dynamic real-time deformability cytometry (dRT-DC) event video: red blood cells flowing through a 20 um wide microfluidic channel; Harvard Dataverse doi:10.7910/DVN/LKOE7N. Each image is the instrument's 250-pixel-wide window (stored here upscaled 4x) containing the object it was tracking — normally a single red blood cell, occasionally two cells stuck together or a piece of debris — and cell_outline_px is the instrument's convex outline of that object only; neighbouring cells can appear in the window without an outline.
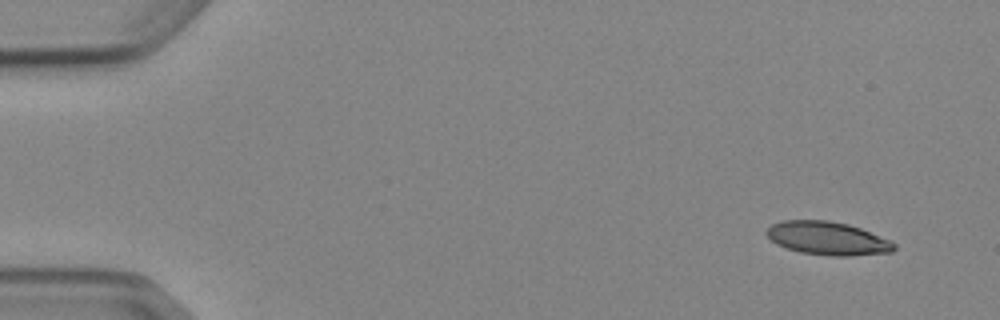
{"species": "Egyptian fruit bat (a non-hibernating species)", "species_latin": "Rousettus aegyptiacus", "temperature_condition": "cold", "stored_images_in_passage": 5, "camera_frame_rate_fps": 3000, "um_per_image_px": 0.085, "animal": {"sex": "female"}, "frame": {"image": 1, "passage_image": 1, "time_ms": 0.0, "image_size_px": [1000, 320], "cell_outline_px": [[896, 248], [892, 252], [852, 256], [828, 256], [800, 252], [776, 244], [764, 232], [772, 224], [784, 220], [828, 220], [848, 224], [860, 228], [892, 240], [896, 244]], "centroid_in_image_um": [70.38, 20.26], "position_along_channel_um": 14.6, "area_um2": 24.91}}
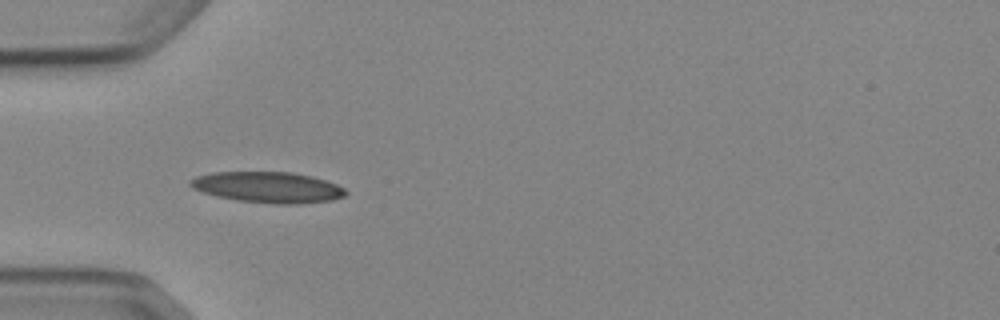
{"frame": {"image": 2, "passage_image": 4, "time_ms": 4.333, "image_size_px": [1000, 320], "cell_outline_px": [[348, 192], [344, 196], [332, 200], [300, 204], [276, 204], [236, 200], [216, 196], [192, 188], [188, 184], [188, 180], [196, 176], [212, 172], [292, 172], [312, 176], [336, 184], [344, 188]], "centroid_in_image_um": [22.76, 15.92], "position_along_channel_um": 62.2, "area_um2": 28.09}}
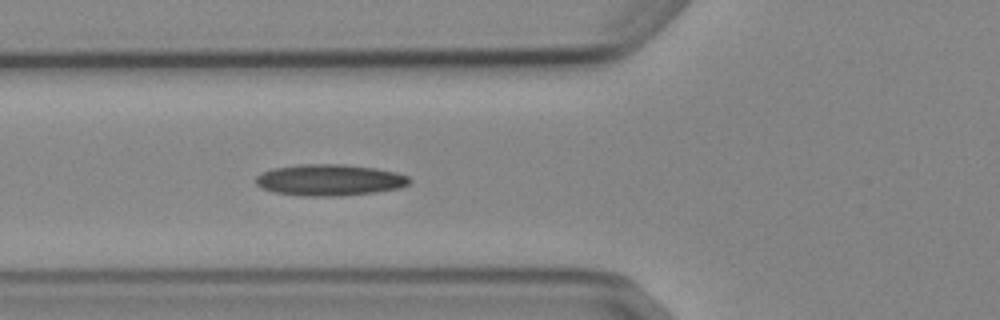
{"frame": {"image": 3, "passage_image": 5, "time_ms": 5.333, "image_size_px": [1000, 320], "cell_outline_px": [[412, 180], [408, 184], [400, 188], [372, 192], [340, 196], [300, 196], [272, 192], [260, 188], [256, 184], [256, 176], [272, 168], [300, 164], [344, 164], [376, 168], [396, 172], [408, 176]], "centroid_in_image_um": [27.99, 15.3], "position_along_channel_um": 97.8, "area_um2": 28.26}}